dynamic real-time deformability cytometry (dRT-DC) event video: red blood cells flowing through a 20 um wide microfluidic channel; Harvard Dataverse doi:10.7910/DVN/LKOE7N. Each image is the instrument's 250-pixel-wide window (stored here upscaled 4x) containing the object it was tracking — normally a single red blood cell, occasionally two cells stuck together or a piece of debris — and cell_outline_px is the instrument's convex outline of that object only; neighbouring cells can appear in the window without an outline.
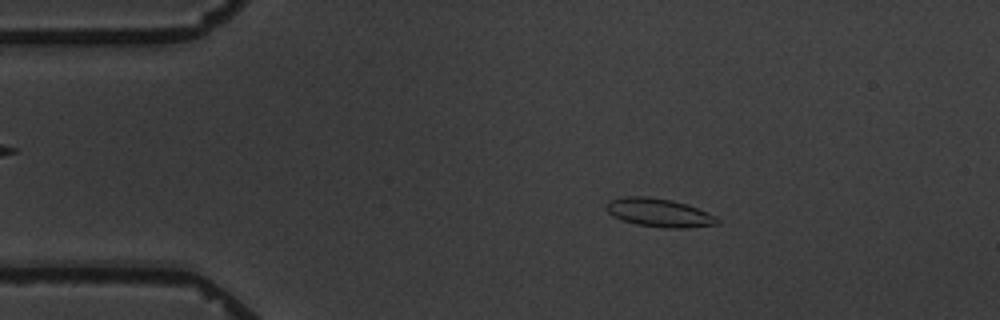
{"species": "common noctule bat (a hibernating species)", "species_latin": "Nyctalus noctula", "temperature_condition": "warm", "stored_images_in_passage": 4, "camera_frame_rate_fps": 3000, "um_per_image_px": 0.085, "animal": {"sex": "male", "body_mass_g": 19.5, "forearm_length_mm": 54.6}, "frame": {"image": 1, "passage_image": 3, "time_ms": 2.333, "image_size_px": [1000, 320], "cell_outline_px": [[720, 224], [688, 228], [664, 228], [636, 224], [612, 216], [604, 208], [608, 200], [620, 196], [648, 196], [672, 200], [688, 204], [716, 216], [720, 220]], "centroid_in_image_um": [56.02, 18.07], "position_along_channel_um": 29.0, "area_um2": 18.73}}